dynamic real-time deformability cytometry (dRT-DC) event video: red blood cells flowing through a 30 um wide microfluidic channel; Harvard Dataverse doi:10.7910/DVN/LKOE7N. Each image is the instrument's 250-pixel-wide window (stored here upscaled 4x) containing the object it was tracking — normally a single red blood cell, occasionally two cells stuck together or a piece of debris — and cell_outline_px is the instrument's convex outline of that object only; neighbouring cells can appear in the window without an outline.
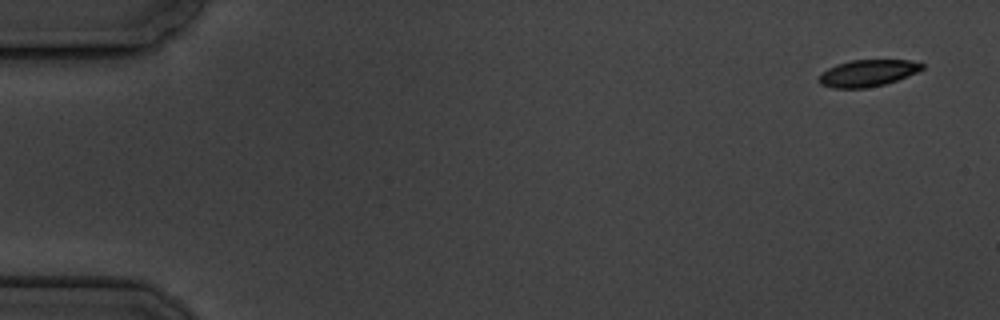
{"species": "common noctule bat (a hibernating species)", "species_latin": "Nyctalus noctula", "temperature_condition": "cold", "stored_images_in_passage": 7, "camera_frame_rate_fps": 3000, "um_per_image_px": 0.085, "animal": {"sex": "male", "body_mass_g": 19.5, "forearm_length_mm": 54.6}, "frame": {"image": 1, "passage_image": 1, "time_ms": 0.0, "image_size_px": [1000, 320], "cell_outline_px": [[924, 68], [908, 76], [884, 84], [864, 88], [832, 88], [820, 84], [816, 80], [828, 68], [836, 64], [852, 60], [908, 60], [924, 64]], "centroid_in_image_um": [73.72, 6.21], "position_along_channel_um": 11.3, "area_um2": 15.95}}
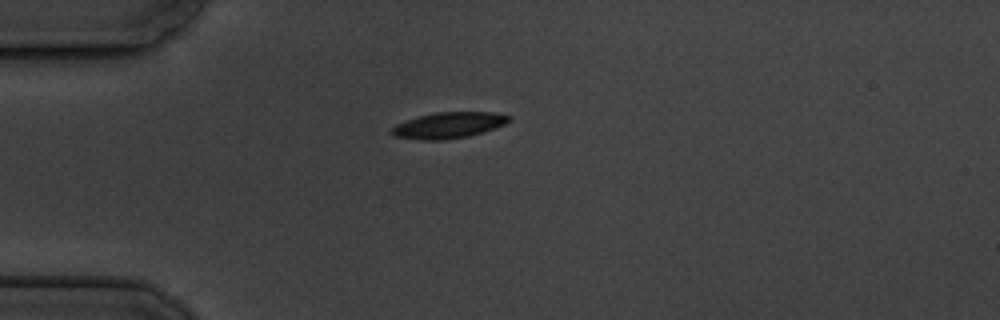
{"frame": {"image": 2, "passage_image": 5, "time_ms": 4.333, "image_size_px": [1000, 320], "cell_outline_px": [[512, 120], [504, 124], [484, 132], [468, 136], [444, 140], [420, 140], [396, 136], [388, 132], [396, 124], [420, 116], [436, 112], [492, 112], [512, 116]], "centroid_in_image_um": [38.15, 10.65], "position_along_channel_um": 46.8, "area_um2": 17.74}}